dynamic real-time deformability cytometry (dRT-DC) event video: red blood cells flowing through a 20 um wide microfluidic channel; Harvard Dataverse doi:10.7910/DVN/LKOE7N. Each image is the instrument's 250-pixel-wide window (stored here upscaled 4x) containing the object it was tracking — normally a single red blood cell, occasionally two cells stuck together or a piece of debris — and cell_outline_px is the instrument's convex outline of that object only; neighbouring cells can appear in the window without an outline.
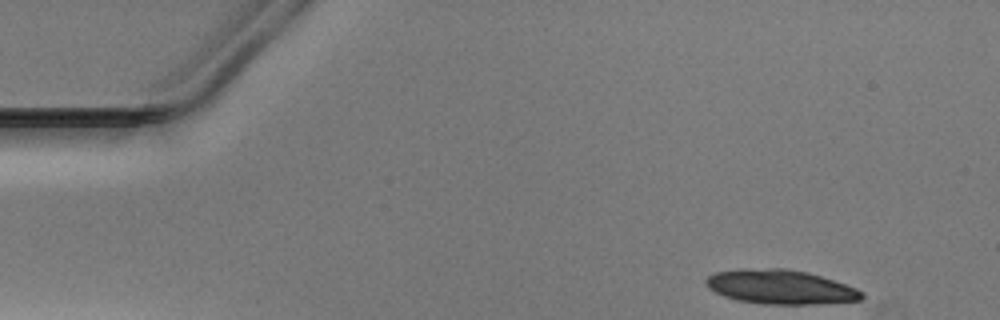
{"species": "Egyptian fruit bat (a non-hibernating species)", "species_latin": "Rousettus aegyptiacus", "temperature_condition": "warm", "stored_images_in_passage": 39, "segment_of_instrument_passage": [1, 2], "camera_frame_rate_fps": 3000, "um_per_image_px": 0.085, "animal": {"sex": "male"}, "frame": {"image": 1, "passage_image": 1, "time_ms": 0.0, "image_size_px": [1000, 320], "cell_outline_px": [[864, 296], [860, 300], [820, 304], [764, 304], [736, 300], [724, 296], [708, 288], [704, 284], [704, 280], [708, 276], [716, 272], [744, 268], [784, 268], [808, 272], [856, 288], [864, 292]], "centroid_in_image_um": [66.31, 24.39], "position_along_channel_um": 18.7, "area_um2": 31.21}}